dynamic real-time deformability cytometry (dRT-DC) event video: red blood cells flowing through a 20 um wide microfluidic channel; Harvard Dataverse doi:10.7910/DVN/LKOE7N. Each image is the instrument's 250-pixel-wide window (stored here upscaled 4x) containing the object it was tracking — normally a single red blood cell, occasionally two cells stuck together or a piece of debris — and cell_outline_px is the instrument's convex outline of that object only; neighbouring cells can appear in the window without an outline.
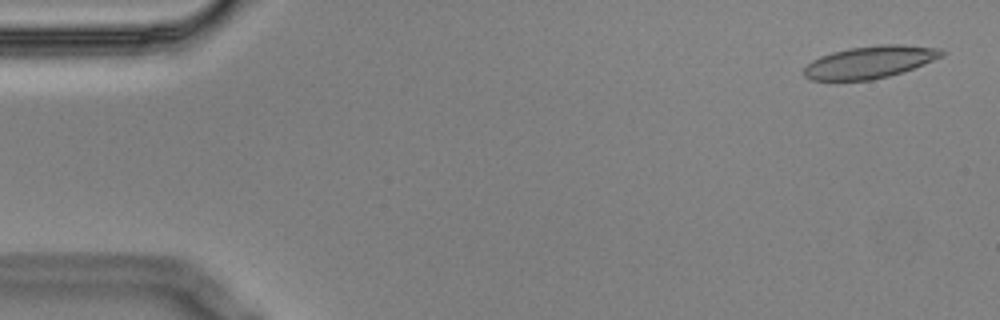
{"species": "Egyptian fruit bat (a non-hibernating species)", "species_latin": "Rousettus aegyptiacus", "temperature_condition": "cold", "stored_images_in_passage": 6, "camera_frame_rate_fps": 3000, "um_per_image_px": 0.085, "animal": {"sex": "male"}, "frame": {"image": 1, "passage_image": 1, "time_ms": 0.0, "image_size_px": [1000, 320], "cell_outline_px": [[944, 56], [912, 68], [888, 76], [872, 80], [812, 80], [804, 76], [804, 68], [812, 60], [820, 56], [832, 52], [848, 48], [880, 44], [900, 44], [940, 48], [944, 52]], "centroid_in_image_um": [73.93, 5.27], "position_along_channel_um": 11.1, "area_um2": 25.78}}
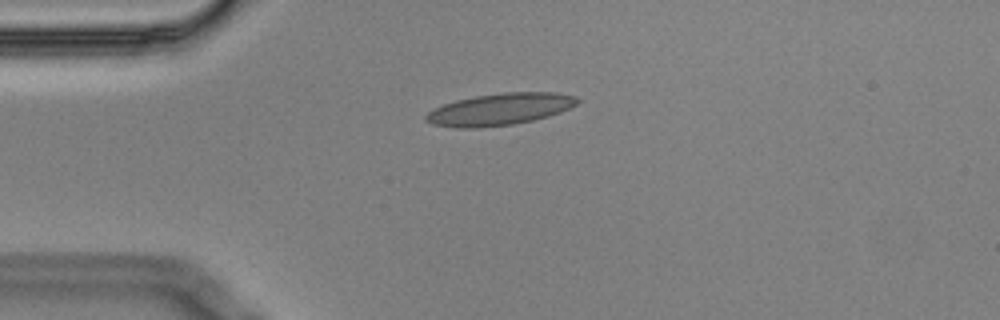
{"frame": {"image": 2, "passage_image": 4, "time_ms": 1.0, "image_size_px": [1000, 320], "cell_outline_px": [[580, 100], [576, 104], [560, 112], [548, 116], [532, 120], [512, 124], [476, 128], [456, 128], [432, 124], [424, 120], [424, 116], [428, 112], [444, 104], [456, 100], [476, 96], [504, 92], [556, 92], [576, 96]], "centroid_in_image_um": [42.47, 9.28], "position_along_channel_um": 42.5, "area_um2": 27.98}}
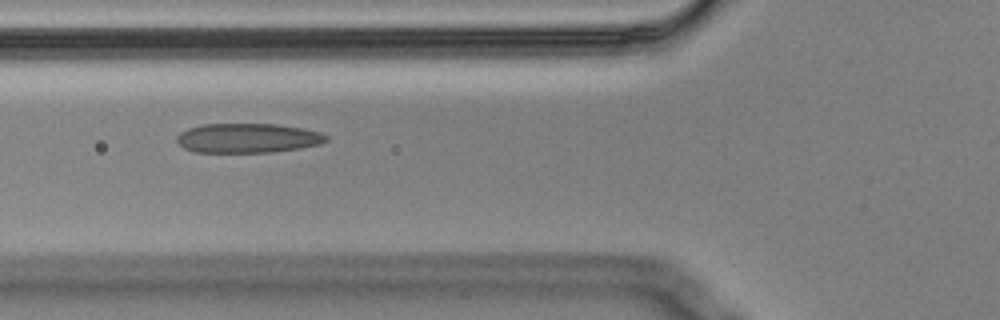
{"frame": {"image": 3, "passage_image": 6, "time_ms": 1.667, "image_size_px": [1000, 320], "cell_outline_px": [[328, 140], [320, 144], [300, 148], [272, 152], [196, 152], [184, 148], [176, 140], [176, 136], [180, 132], [188, 128], [204, 124], [276, 124], [304, 128], [320, 132], [328, 136]], "centroid_in_image_um": [21.07, 11.73], "position_along_channel_um": 104.7, "area_um2": 25.72}}